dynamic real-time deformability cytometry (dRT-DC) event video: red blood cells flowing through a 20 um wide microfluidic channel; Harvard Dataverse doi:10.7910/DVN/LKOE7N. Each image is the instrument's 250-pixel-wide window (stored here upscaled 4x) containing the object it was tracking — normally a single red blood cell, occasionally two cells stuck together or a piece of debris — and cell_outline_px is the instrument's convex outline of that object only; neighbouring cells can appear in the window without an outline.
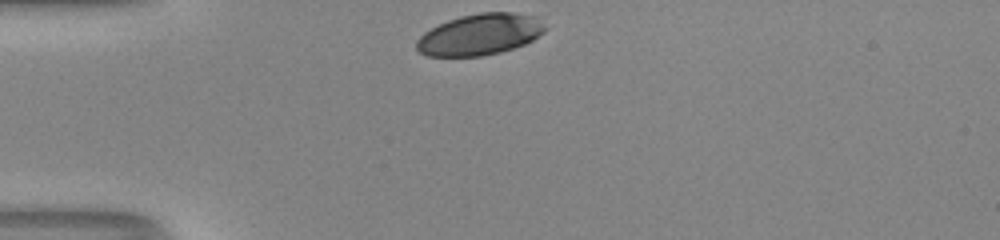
{"species": "human", "species_latin": "Homo sapiens", "temperature_condition": "room temperature", "stored_images_in_passage": 28, "camera_frame_rate_fps": 3000, "um_per_image_px": 0.085, "donor": {"sex": "male"}, "frame": {"image": 1, "passage_image": 1, "time_ms": 0.0, "image_size_px": [1000, 240], "cell_outline_px": [[548, 28], [544, 32], [532, 40], [524, 44], [500, 52], [480, 56], [428, 56], [420, 52], [416, 48], [416, 40], [424, 32], [448, 20], [460, 16], [480, 12], [512, 12], [536, 16]], "centroid_in_image_um": [40.8, 2.92], "position_along_channel_um": 44.2, "area_um2": 30.87}}
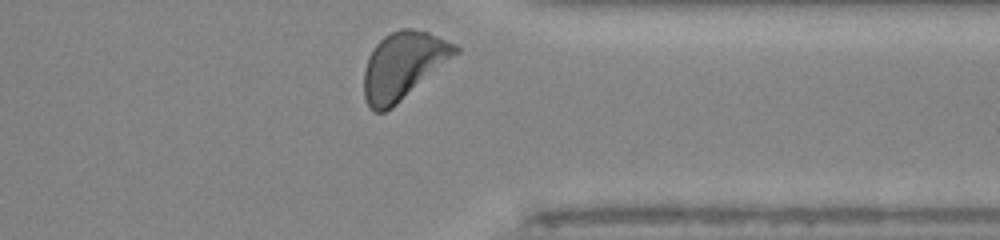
{"frame": {"image": 2, "passage_image": 28, "time_ms": 9.0, "image_size_px": [1000, 240], "cell_outline_px": [[460, 52], [392, 108], [384, 112], [372, 112], [368, 108], [364, 100], [364, 68], [368, 56], [376, 44], [384, 36], [400, 28], [412, 28], [428, 32], [456, 44], [460, 48]], "centroid_in_image_um": [34.26, 5.59], "position_along_channel_um": 377.1, "area_um2": 35.95}, "authors_computed_cell_mechanics": {"area_um2": 33.1483, "velocity_mm_per_s": 4.0634, "shape_relaxation_time_tau1_ms": 1.8607, "shape_relaxation_time_tau2_ms": null, "deformation_change_tau1": 0.112, "deformation_change_tau2": null}}